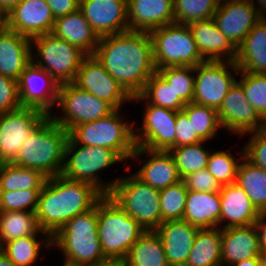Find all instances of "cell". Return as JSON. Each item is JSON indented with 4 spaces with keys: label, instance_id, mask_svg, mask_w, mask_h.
Here are the masks:
<instances>
[{
    "label": "cell",
    "instance_id": "obj_1",
    "mask_svg": "<svg viewBox=\"0 0 266 266\" xmlns=\"http://www.w3.org/2000/svg\"><path fill=\"white\" fill-rule=\"evenodd\" d=\"M93 55L131 97L139 95L157 71L149 32L128 30L101 37Z\"/></svg>",
    "mask_w": 266,
    "mask_h": 266
},
{
    "label": "cell",
    "instance_id": "obj_2",
    "mask_svg": "<svg viewBox=\"0 0 266 266\" xmlns=\"http://www.w3.org/2000/svg\"><path fill=\"white\" fill-rule=\"evenodd\" d=\"M104 195L92 184L65 178L46 179L38 196L39 227L51 237L70 219L92 209Z\"/></svg>",
    "mask_w": 266,
    "mask_h": 266
},
{
    "label": "cell",
    "instance_id": "obj_3",
    "mask_svg": "<svg viewBox=\"0 0 266 266\" xmlns=\"http://www.w3.org/2000/svg\"><path fill=\"white\" fill-rule=\"evenodd\" d=\"M97 203L87 212L68 220L52 236V247L64 256L62 266H91L105 262L97 232Z\"/></svg>",
    "mask_w": 266,
    "mask_h": 266
},
{
    "label": "cell",
    "instance_id": "obj_4",
    "mask_svg": "<svg viewBox=\"0 0 266 266\" xmlns=\"http://www.w3.org/2000/svg\"><path fill=\"white\" fill-rule=\"evenodd\" d=\"M69 132L48 116L27 138L14 165L40 171L47 178L61 175Z\"/></svg>",
    "mask_w": 266,
    "mask_h": 266
},
{
    "label": "cell",
    "instance_id": "obj_5",
    "mask_svg": "<svg viewBox=\"0 0 266 266\" xmlns=\"http://www.w3.org/2000/svg\"><path fill=\"white\" fill-rule=\"evenodd\" d=\"M97 232L107 260L124 261L132 245L146 231L109 195L97 202Z\"/></svg>",
    "mask_w": 266,
    "mask_h": 266
},
{
    "label": "cell",
    "instance_id": "obj_6",
    "mask_svg": "<svg viewBox=\"0 0 266 266\" xmlns=\"http://www.w3.org/2000/svg\"><path fill=\"white\" fill-rule=\"evenodd\" d=\"M120 112L122 110L116 109L101 119L74 126L69 131L67 144L105 147L115 151L124 162L129 161L136 148L135 123L124 121Z\"/></svg>",
    "mask_w": 266,
    "mask_h": 266
},
{
    "label": "cell",
    "instance_id": "obj_7",
    "mask_svg": "<svg viewBox=\"0 0 266 266\" xmlns=\"http://www.w3.org/2000/svg\"><path fill=\"white\" fill-rule=\"evenodd\" d=\"M122 161L124 160L112 149L66 144L62 175L67 179L90 183L103 195H109L119 177L105 182L99 173Z\"/></svg>",
    "mask_w": 266,
    "mask_h": 266
},
{
    "label": "cell",
    "instance_id": "obj_8",
    "mask_svg": "<svg viewBox=\"0 0 266 266\" xmlns=\"http://www.w3.org/2000/svg\"><path fill=\"white\" fill-rule=\"evenodd\" d=\"M109 196L145 230H155L162 223L159 190L134 174L120 176Z\"/></svg>",
    "mask_w": 266,
    "mask_h": 266
},
{
    "label": "cell",
    "instance_id": "obj_9",
    "mask_svg": "<svg viewBox=\"0 0 266 266\" xmlns=\"http://www.w3.org/2000/svg\"><path fill=\"white\" fill-rule=\"evenodd\" d=\"M31 47L32 62L48 72L59 85L74 83L78 69L87 56L79 47L52 33L32 38Z\"/></svg>",
    "mask_w": 266,
    "mask_h": 266
},
{
    "label": "cell",
    "instance_id": "obj_10",
    "mask_svg": "<svg viewBox=\"0 0 266 266\" xmlns=\"http://www.w3.org/2000/svg\"><path fill=\"white\" fill-rule=\"evenodd\" d=\"M156 69L192 66L206 61L200 54L188 25L171 23L151 30Z\"/></svg>",
    "mask_w": 266,
    "mask_h": 266
},
{
    "label": "cell",
    "instance_id": "obj_11",
    "mask_svg": "<svg viewBox=\"0 0 266 266\" xmlns=\"http://www.w3.org/2000/svg\"><path fill=\"white\" fill-rule=\"evenodd\" d=\"M57 107L62 115L50 118L68 132L77 125L101 119L116 109L107 101L80 89L74 83L59 86Z\"/></svg>",
    "mask_w": 266,
    "mask_h": 266
},
{
    "label": "cell",
    "instance_id": "obj_12",
    "mask_svg": "<svg viewBox=\"0 0 266 266\" xmlns=\"http://www.w3.org/2000/svg\"><path fill=\"white\" fill-rule=\"evenodd\" d=\"M233 61H204L195 67L193 103L219 110L230 87L238 79ZM234 73V74H233Z\"/></svg>",
    "mask_w": 266,
    "mask_h": 266
},
{
    "label": "cell",
    "instance_id": "obj_13",
    "mask_svg": "<svg viewBox=\"0 0 266 266\" xmlns=\"http://www.w3.org/2000/svg\"><path fill=\"white\" fill-rule=\"evenodd\" d=\"M132 101L145 102L141 126L134 131L136 146L164 151L176 147L177 111L150 104L140 95L132 97Z\"/></svg>",
    "mask_w": 266,
    "mask_h": 266
},
{
    "label": "cell",
    "instance_id": "obj_14",
    "mask_svg": "<svg viewBox=\"0 0 266 266\" xmlns=\"http://www.w3.org/2000/svg\"><path fill=\"white\" fill-rule=\"evenodd\" d=\"M32 107L0 114V163H12L32 132L48 117Z\"/></svg>",
    "mask_w": 266,
    "mask_h": 266
},
{
    "label": "cell",
    "instance_id": "obj_15",
    "mask_svg": "<svg viewBox=\"0 0 266 266\" xmlns=\"http://www.w3.org/2000/svg\"><path fill=\"white\" fill-rule=\"evenodd\" d=\"M74 84L97 98L107 101L115 109H123L125 102L132 97L105 70L94 55H87L77 72Z\"/></svg>",
    "mask_w": 266,
    "mask_h": 266
},
{
    "label": "cell",
    "instance_id": "obj_16",
    "mask_svg": "<svg viewBox=\"0 0 266 266\" xmlns=\"http://www.w3.org/2000/svg\"><path fill=\"white\" fill-rule=\"evenodd\" d=\"M218 117L223 130L238 134V137L266 128V122L248 102L242 86L237 81L224 97Z\"/></svg>",
    "mask_w": 266,
    "mask_h": 266
},
{
    "label": "cell",
    "instance_id": "obj_17",
    "mask_svg": "<svg viewBox=\"0 0 266 266\" xmlns=\"http://www.w3.org/2000/svg\"><path fill=\"white\" fill-rule=\"evenodd\" d=\"M59 86L48 72L31 62L18 80L22 107L36 108L50 116L57 104Z\"/></svg>",
    "mask_w": 266,
    "mask_h": 266
},
{
    "label": "cell",
    "instance_id": "obj_18",
    "mask_svg": "<svg viewBox=\"0 0 266 266\" xmlns=\"http://www.w3.org/2000/svg\"><path fill=\"white\" fill-rule=\"evenodd\" d=\"M262 17L248 0H221L213 20L220 32L238 47Z\"/></svg>",
    "mask_w": 266,
    "mask_h": 266
},
{
    "label": "cell",
    "instance_id": "obj_19",
    "mask_svg": "<svg viewBox=\"0 0 266 266\" xmlns=\"http://www.w3.org/2000/svg\"><path fill=\"white\" fill-rule=\"evenodd\" d=\"M79 10L99 38L129 30L127 0H80Z\"/></svg>",
    "mask_w": 266,
    "mask_h": 266
},
{
    "label": "cell",
    "instance_id": "obj_20",
    "mask_svg": "<svg viewBox=\"0 0 266 266\" xmlns=\"http://www.w3.org/2000/svg\"><path fill=\"white\" fill-rule=\"evenodd\" d=\"M54 22L45 0H22L6 14V27L29 39L50 34Z\"/></svg>",
    "mask_w": 266,
    "mask_h": 266
},
{
    "label": "cell",
    "instance_id": "obj_21",
    "mask_svg": "<svg viewBox=\"0 0 266 266\" xmlns=\"http://www.w3.org/2000/svg\"><path fill=\"white\" fill-rule=\"evenodd\" d=\"M147 154L145 163L133 174L152 188L162 190L180 182L182 179L172 154L164 150H150L136 146L130 159H138ZM149 156V157H148Z\"/></svg>",
    "mask_w": 266,
    "mask_h": 266
},
{
    "label": "cell",
    "instance_id": "obj_22",
    "mask_svg": "<svg viewBox=\"0 0 266 266\" xmlns=\"http://www.w3.org/2000/svg\"><path fill=\"white\" fill-rule=\"evenodd\" d=\"M219 194L221 201L220 229L246 227L255 224L260 212L237 183L221 186Z\"/></svg>",
    "mask_w": 266,
    "mask_h": 266
},
{
    "label": "cell",
    "instance_id": "obj_23",
    "mask_svg": "<svg viewBox=\"0 0 266 266\" xmlns=\"http://www.w3.org/2000/svg\"><path fill=\"white\" fill-rule=\"evenodd\" d=\"M188 27L206 61H235L237 47L220 32L213 18L191 22Z\"/></svg>",
    "mask_w": 266,
    "mask_h": 266
},
{
    "label": "cell",
    "instance_id": "obj_24",
    "mask_svg": "<svg viewBox=\"0 0 266 266\" xmlns=\"http://www.w3.org/2000/svg\"><path fill=\"white\" fill-rule=\"evenodd\" d=\"M261 257L262 251L255 225L221 228L222 264L232 266L239 261Z\"/></svg>",
    "mask_w": 266,
    "mask_h": 266
},
{
    "label": "cell",
    "instance_id": "obj_25",
    "mask_svg": "<svg viewBox=\"0 0 266 266\" xmlns=\"http://www.w3.org/2000/svg\"><path fill=\"white\" fill-rule=\"evenodd\" d=\"M198 229L184 220L165 221L155 229L170 266H185Z\"/></svg>",
    "mask_w": 266,
    "mask_h": 266
},
{
    "label": "cell",
    "instance_id": "obj_26",
    "mask_svg": "<svg viewBox=\"0 0 266 266\" xmlns=\"http://www.w3.org/2000/svg\"><path fill=\"white\" fill-rule=\"evenodd\" d=\"M129 30L150 32L174 23V0H127Z\"/></svg>",
    "mask_w": 266,
    "mask_h": 266
},
{
    "label": "cell",
    "instance_id": "obj_27",
    "mask_svg": "<svg viewBox=\"0 0 266 266\" xmlns=\"http://www.w3.org/2000/svg\"><path fill=\"white\" fill-rule=\"evenodd\" d=\"M31 39L14 30L0 32V74L16 81L32 62Z\"/></svg>",
    "mask_w": 266,
    "mask_h": 266
},
{
    "label": "cell",
    "instance_id": "obj_28",
    "mask_svg": "<svg viewBox=\"0 0 266 266\" xmlns=\"http://www.w3.org/2000/svg\"><path fill=\"white\" fill-rule=\"evenodd\" d=\"M51 33L79 47L87 55L94 54L100 39L79 9L55 19Z\"/></svg>",
    "mask_w": 266,
    "mask_h": 266
},
{
    "label": "cell",
    "instance_id": "obj_29",
    "mask_svg": "<svg viewBox=\"0 0 266 266\" xmlns=\"http://www.w3.org/2000/svg\"><path fill=\"white\" fill-rule=\"evenodd\" d=\"M234 62L242 72L266 74V17H262L237 47Z\"/></svg>",
    "mask_w": 266,
    "mask_h": 266
},
{
    "label": "cell",
    "instance_id": "obj_30",
    "mask_svg": "<svg viewBox=\"0 0 266 266\" xmlns=\"http://www.w3.org/2000/svg\"><path fill=\"white\" fill-rule=\"evenodd\" d=\"M220 208L219 192L188 190L183 220L199 229L218 227Z\"/></svg>",
    "mask_w": 266,
    "mask_h": 266
},
{
    "label": "cell",
    "instance_id": "obj_31",
    "mask_svg": "<svg viewBox=\"0 0 266 266\" xmlns=\"http://www.w3.org/2000/svg\"><path fill=\"white\" fill-rule=\"evenodd\" d=\"M125 266H170L161 238L155 230H146L132 245Z\"/></svg>",
    "mask_w": 266,
    "mask_h": 266
},
{
    "label": "cell",
    "instance_id": "obj_32",
    "mask_svg": "<svg viewBox=\"0 0 266 266\" xmlns=\"http://www.w3.org/2000/svg\"><path fill=\"white\" fill-rule=\"evenodd\" d=\"M221 260V229H198L185 266H217Z\"/></svg>",
    "mask_w": 266,
    "mask_h": 266
},
{
    "label": "cell",
    "instance_id": "obj_33",
    "mask_svg": "<svg viewBox=\"0 0 266 266\" xmlns=\"http://www.w3.org/2000/svg\"><path fill=\"white\" fill-rule=\"evenodd\" d=\"M38 234L49 235L40 229L36 212L0 211V248L8 241Z\"/></svg>",
    "mask_w": 266,
    "mask_h": 266
},
{
    "label": "cell",
    "instance_id": "obj_34",
    "mask_svg": "<svg viewBox=\"0 0 266 266\" xmlns=\"http://www.w3.org/2000/svg\"><path fill=\"white\" fill-rule=\"evenodd\" d=\"M41 237H44L43 240ZM42 247H52L50 235H30L6 242L0 250L16 266H35L40 258Z\"/></svg>",
    "mask_w": 266,
    "mask_h": 266
},
{
    "label": "cell",
    "instance_id": "obj_35",
    "mask_svg": "<svg viewBox=\"0 0 266 266\" xmlns=\"http://www.w3.org/2000/svg\"><path fill=\"white\" fill-rule=\"evenodd\" d=\"M249 196L260 213H266V171L245 157L237 169L236 182Z\"/></svg>",
    "mask_w": 266,
    "mask_h": 266
},
{
    "label": "cell",
    "instance_id": "obj_36",
    "mask_svg": "<svg viewBox=\"0 0 266 266\" xmlns=\"http://www.w3.org/2000/svg\"><path fill=\"white\" fill-rule=\"evenodd\" d=\"M47 177L40 171L13 163H0V191L41 189Z\"/></svg>",
    "mask_w": 266,
    "mask_h": 266
},
{
    "label": "cell",
    "instance_id": "obj_37",
    "mask_svg": "<svg viewBox=\"0 0 266 266\" xmlns=\"http://www.w3.org/2000/svg\"><path fill=\"white\" fill-rule=\"evenodd\" d=\"M204 142L174 147L169 150L172 154L178 173L183 180L186 176L207 167L208 158L211 153L210 149H205Z\"/></svg>",
    "mask_w": 266,
    "mask_h": 266
},
{
    "label": "cell",
    "instance_id": "obj_38",
    "mask_svg": "<svg viewBox=\"0 0 266 266\" xmlns=\"http://www.w3.org/2000/svg\"><path fill=\"white\" fill-rule=\"evenodd\" d=\"M139 95L150 104L177 112H180L186 105L157 72L145 83Z\"/></svg>",
    "mask_w": 266,
    "mask_h": 266
},
{
    "label": "cell",
    "instance_id": "obj_39",
    "mask_svg": "<svg viewBox=\"0 0 266 266\" xmlns=\"http://www.w3.org/2000/svg\"><path fill=\"white\" fill-rule=\"evenodd\" d=\"M181 111L192 122L194 132L203 141L213 139L217 135V131L222 129L216 109L190 102Z\"/></svg>",
    "mask_w": 266,
    "mask_h": 266
},
{
    "label": "cell",
    "instance_id": "obj_40",
    "mask_svg": "<svg viewBox=\"0 0 266 266\" xmlns=\"http://www.w3.org/2000/svg\"><path fill=\"white\" fill-rule=\"evenodd\" d=\"M221 0H174V23L186 24L213 18Z\"/></svg>",
    "mask_w": 266,
    "mask_h": 266
},
{
    "label": "cell",
    "instance_id": "obj_41",
    "mask_svg": "<svg viewBox=\"0 0 266 266\" xmlns=\"http://www.w3.org/2000/svg\"><path fill=\"white\" fill-rule=\"evenodd\" d=\"M172 87L175 94L185 103L192 102L195 87V67H166L156 71Z\"/></svg>",
    "mask_w": 266,
    "mask_h": 266
},
{
    "label": "cell",
    "instance_id": "obj_42",
    "mask_svg": "<svg viewBox=\"0 0 266 266\" xmlns=\"http://www.w3.org/2000/svg\"><path fill=\"white\" fill-rule=\"evenodd\" d=\"M238 150L241 157L239 160H236L235 157L228 152L229 150L211 151L206 169L216 179L220 186L236 182L238 165L244 157V147Z\"/></svg>",
    "mask_w": 266,
    "mask_h": 266
},
{
    "label": "cell",
    "instance_id": "obj_43",
    "mask_svg": "<svg viewBox=\"0 0 266 266\" xmlns=\"http://www.w3.org/2000/svg\"><path fill=\"white\" fill-rule=\"evenodd\" d=\"M188 189L183 180L159 191L162 223L183 220Z\"/></svg>",
    "mask_w": 266,
    "mask_h": 266
},
{
    "label": "cell",
    "instance_id": "obj_44",
    "mask_svg": "<svg viewBox=\"0 0 266 266\" xmlns=\"http://www.w3.org/2000/svg\"><path fill=\"white\" fill-rule=\"evenodd\" d=\"M236 80L244 91L248 102L266 122V74L239 71Z\"/></svg>",
    "mask_w": 266,
    "mask_h": 266
},
{
    "label": "cell",
    "instance_id": "obj_45",
    "mask_svg": "<svg viewBox=\"0 0 266 266\" xmlns=\"http://www.w3.org/2000/svg\"><path fill=\"white\" fill-rule=\"evenodd\" d=\"M41 189L0 191V211L36 212Z\"/></svg>",
    "mask_w": 266,
    "mask_h": 266
},
{
    "label": "cell",
    "instance_id": "obj_46",
    "mask_svg": "<svg viewBox=\"0 0 266 266\" xmlns=\"http://www.w3.org/2000/svg\"><path fill=\"white\" fill-rule=\"evenodd\" d=\"M249 141L244 147V157L253 165L266 171V128L247 133Z\"/></svg>",
    "mask_w": 266,
    "mask_h": 266
},
{
    "label": "cell",
    "instance_id": "obj_47",
    "mask_svg": "<svg viewBox=\"0 0 266 266\" xmlns=\"http://www.w3.org/2000/svg\"><path fill=\"white\" fill-rule=\"evenodd\" d=\"M18 81L0 74V114L21 108Z\"/></svg>",
    "mask_w": 266,
    "mask_h": 266
},
{
    "label": "cell",
    "instance_id": "obj_48",
    "mask_svg": "<svg viewBox=\"0 0 266 266\" xmlns=\"http://www.w3.org/2000/svg\"><path fill=\"white\" fill-rule=\"evenodd\" d=\"M183 181L188 190L198 192H219L221 186L205 168L186 176Z\"/></svg>",
    "mask_w": 266,
    "mask_h": 266
},
{
    "label": "cell",
    "instance_id": "obj_49",
    "mask_svg": "<svg viewBox=\"0 0 266 266\" xmlns=\"http://www.w3.org/2000/svg\"><path fill=\"white\" fill-rule=\"evenodd\" d=\"M176 147L192 145L203 141L196 132H194L192 122L182 112H177L176 117Z\"/></svg>",
    "mask_w": 266,
    "mask_h": 266
},
{
    "label": "cell",
    "instance_id": "obj_50",
    "mask_svg": "<svg viewBox=\"0 0 266 266\" xmlns=\"http://www.w3.org/2000/svg\"><path fill=\"white\" fill-rule=\"evenodd\" d=\"M55 19L79 9L80 0H45Z\"/></svg>",
    "mask_w": 266,
    "mask_h": 266
},
{
    "label": "cell",
    "instance_id": "obj_51",
    "mask_svg": "<svg viewBox=\"0 0 266 266\" xmlns=\"http://www.w3.org/2000/svg\"><path fill=\"white\" fill-rule=\"evenodd\" d=\"M254 225L258 231L261 251H266V213H260Z\"/></svg>",
    "mask_w": 266,
    "mask_h": 266
},
{
    "label": "cell",
    "instance_id": "obj_52",
    "mask_svg": "<svg viewBox=\"0 0 266 266\" xmlns=\"http://www.w3.org/2000/svg\"><path fill=\"white\" fill-rule=\"evenodd\" d=\"M21 1L22 0H0V12L6 15L15 5Z\"/></svg>",
    "mask_w": 266,
    "mask_h": 266
},
{
    "label": "cell",
    "instance_id": "obj_53",
    "mask_svg": "<svg viewBox=\"0 0 266 266\" xmlns=\"http://www.w3.org/2000/svg\"><path fill=\"white\" fill-rule=\"evenodd\" d=\"M248 1L257 9V11L263 17H266V0H257V1L256 0H248ZM255 1H256V3H255ZM257 4H258V6H257Z\"/></svg>",
    "mask_w": 266,
    "mask_h": 266
},
{
    "label": "cell",
    "instance_id": "obj_54",
    "mask_svg": "<svg viewBox=\"0 0 266 266\" xmlns=\"http://www.w3.org/2000/svg\"><path fill=\"white\" fill-rule=\"evenodd\" d=\"M261 258H251L243 261H239L232 266H259Z\"/></svg>",
    "mask_w": 266,
    "mask_h": 266
},
{
    "label": "cell",
    "instance_id": "obj_55",
    "mask_svg": "<svg viewBox=\"0 0 266 266\" xmlns=\"http://www.w3.org/2000/svg\"><path fill=\"white\" fill-rule=\"evenodd\" d=\"M91 266H125L124 261L118 260H106L105 262L98 263L96 265Z\"/></svg>",
    "mask_w": 266,
    "mask_h": 266
},
{
    "label": "cell",
    "instance_id": "obj_56",
    "mask_svg": "<svg viewBox=\"0 0 266 266\" xmlns=\"http://www.w3.org/2000/svg\"><path fill=\"white\" fill-rule=\"evenodd\" d=\"M0 266H16L12 261H10L6 255L0 250Z\"/></svg>",
    "mask_w": 266,
    "mask_h": 266
},
{
    "label": "cell",
    "instance_id": "obj_57",
    "mask_svg": "<svg viewBox=\"0 0 266 266\" xmlns=\"http://www.w3.org/2000/svg\"><path fill=\"white\" fill-rule=\"evenodd\" d=\"M6 28V15L0 12V32Z\"/></svg>",
    "mask_w": 266,
    "mask_h": 266
},
{
    "label": "cell",
    "instance_id": "obj_58",
    "mask_svg": "<svg viewBox=\"0 0 266 266\" xmlns=\"http://www.w3.org/2000/svg\"><path fill=\"white\" fill-rule=\"evenodd\" d=\"M259 266H266V261L262 257H261Z\"/></svg>",
    "mask_w": 266,
    "mask_h": 266
},
{
    "label": "cell",
    "instance_id": "obj_59",
    "mask_svg": "<svg viewBox=\"0 0 266 266\" xmlns=\"http://www.w3.org/2000/svg\"><path fill=\"white\" fill-rule=\"evenodd\" d=\"M262 258L266 261V251H262Z\"/></svg>",
    "mask_w": 266,
    "mask_h": 266
},
{
    "label": "cell",
    "instance_id": "obj_60",
    "mask_svg": "<svg viewBox=\"0 0 266 266\" xmlns=\"http://www.w3.org/2000/svg\"><path fill=\"white\" fill-rule=\"evenodd\" d=\"M217 266H229V265L220 264V265H217Z\"/></svg>",
    "mask_w": 266,
    "mask_h": 266
}]
</instances>
